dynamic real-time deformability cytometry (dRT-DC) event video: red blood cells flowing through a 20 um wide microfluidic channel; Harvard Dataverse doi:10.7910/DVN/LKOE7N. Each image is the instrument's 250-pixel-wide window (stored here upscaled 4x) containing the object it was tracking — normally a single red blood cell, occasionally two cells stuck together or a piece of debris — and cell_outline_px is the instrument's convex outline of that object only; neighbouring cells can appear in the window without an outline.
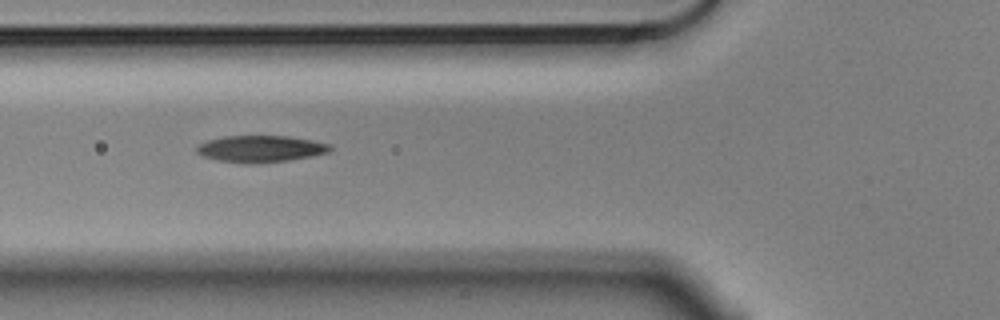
{"species": "Egyptian fruit bat (a non-hibernating species)", "species_latin": "Rousettus aegyptiacus", "temperature_condition": "cold", "stored_images_in_passage": 3, "camera_frame_rate_fps": 3000, "um_per_image_px": 0.085, "animal": {"sex": "male"}, "frame": {"image": 1, "passage_image": 2, "time_ms": 0.333, "image_size_px": [1000, 320], "cell_outline_px": [[332, 148], [328, 152], [288, 160], [220, 160], [204, 156], [196, 152], [196, 148], [200, 144], [208, 140], [224, 136], [288, 136], [312, 140], [328, 144]], "centroid_in_image_um": [22.16, 12.58], "position_along_channel_um": 103.6, "area_um2": 19.36}}
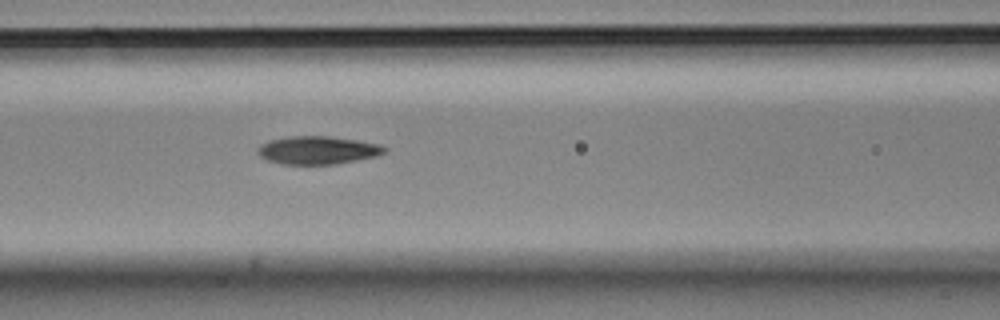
{"frame": {"image": 2, "passage_image": 3, "time_ms": 0.667, "image_size_px": [1000, 320], "cell_outline_px": [[388, 152], [376, 156], [336, 164], [284, 164], [268, 160], [260, 156], [260, 148], [268, 140], [288, 136], [332, 136], [380, 144], [388, 148]], "centroid_in_image_um": [27.08, 12.76], "position_along_channel_um": 139.5, "area_um2": 20.58}}